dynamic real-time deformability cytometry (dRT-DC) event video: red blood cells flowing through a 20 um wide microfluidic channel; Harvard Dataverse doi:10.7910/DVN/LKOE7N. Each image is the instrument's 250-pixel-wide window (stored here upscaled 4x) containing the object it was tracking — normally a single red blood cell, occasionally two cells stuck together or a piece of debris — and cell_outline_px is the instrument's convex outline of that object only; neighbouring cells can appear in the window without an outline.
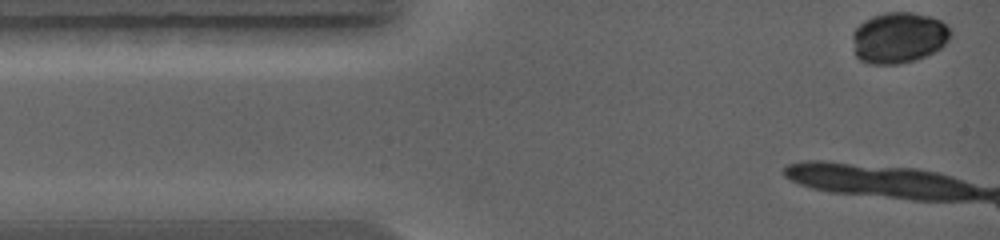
{"species": "common noctule bat (a hibernating species)", "species_latin": "Nyctalus noctula", "temperature_condition": "warm", "stored_images_in_passage": 6, "camera_frame_rate_fps": 5000, "um_per_image_px": 0.085, "animal": {"sex": "female", "body_mass_g": 19.0, "forearm_length_mm": 56.7}, "frame": {"image": 1, "passage_image": 1, "time_ms": 0.0, "image_size_px": [1000, 240], "cell_outline_px": [[952, 36], [940, 48], [916, 60], [900, 64], [868, 64], [860, 60], [856, 56], [852, 40], [852, 32], [864, 20], [872, 16], [884, 12], [912, 12], [932, 16], [948, 24], [952, 28]], "centroid_in_image_um": [76.4, 3.19], "position_along_channel_um": 8.6, "area_um2": 29.59}}